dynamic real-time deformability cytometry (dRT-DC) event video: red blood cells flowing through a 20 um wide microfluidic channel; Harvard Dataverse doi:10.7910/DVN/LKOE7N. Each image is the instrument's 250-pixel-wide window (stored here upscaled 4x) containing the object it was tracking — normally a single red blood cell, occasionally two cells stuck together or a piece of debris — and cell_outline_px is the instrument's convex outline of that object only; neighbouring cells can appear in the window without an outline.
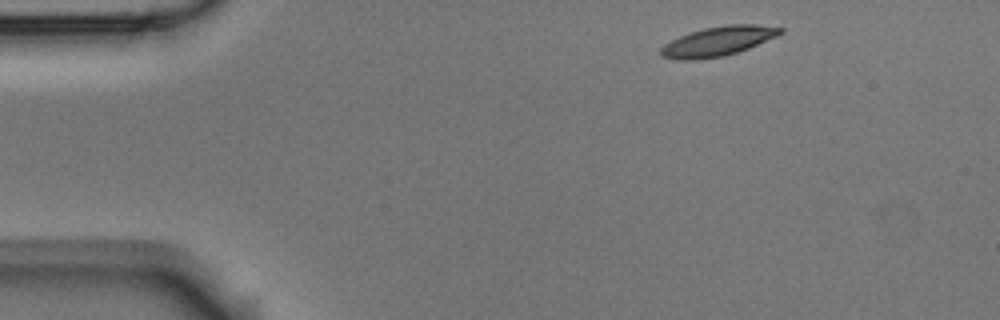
{"species": "Egyptian fruit bat (a non-hibernating species)", "species_latin": "Rousettus aegyptiacus", "temperature_condition": "room temperature", "stored_images_in_passage": 4, "segment_of_instrument_passage": [1, 2], "camera_frame_rate_fps": 3000, "um_per_image_px": 0.085, "animal": {"sex": "male"}, "frame": {"image": 1, "passage_image": 1, "time_ms": 0.0, "image_size_px": [1000, 320], "cell_outline_px": [[784, 32], [776, 36], [748, 48], [724, 56], [692, 60], [676, 60], [660, 56], [660, 48], [664, 44], [680, 36], [704, 28], [728, 24], [756, 24], [784, 28]], "centroid_in_image_um": [61.01, 3.51], "position_along_channel_um": 24.0, "area_um2": 20.4}}